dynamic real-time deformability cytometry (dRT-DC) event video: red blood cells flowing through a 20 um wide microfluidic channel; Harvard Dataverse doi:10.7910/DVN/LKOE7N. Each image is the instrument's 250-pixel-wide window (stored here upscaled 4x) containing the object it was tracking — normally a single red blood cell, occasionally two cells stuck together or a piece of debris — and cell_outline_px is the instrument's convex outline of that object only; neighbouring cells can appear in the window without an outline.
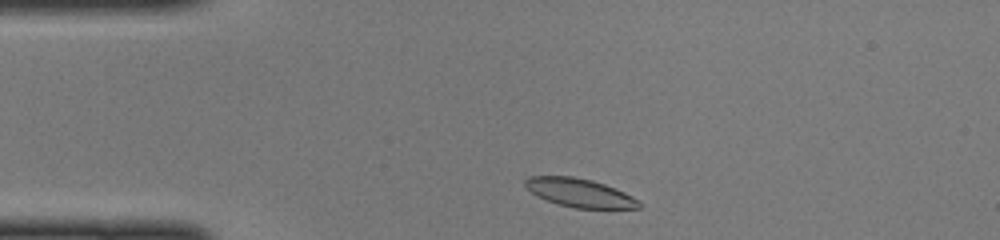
{"species": "common noctule bat (a hibernating species)", "species_latin": "Nyctalus noctula", "temperature_condition": "cold", "stored_images_in_passage": 39, "camera_frame_rate_fps": 3000, "um_per_image_px": 0.085, "animal": {"sex": "female", "body_mass_g": 22.0, "forearm_length_mm": 56.7}, "frame": {"image": 1, "passage_image": 2, "time_ms": 0.333, "image_size_px": [1000, 240], "cell_outline_px": [[640, 208], [576, 208], [560, 204], [548, 200], [532, 192], [524, 184], [524, 180], [528, 176], [572, 176], [592, 180], [604, 184], [624, 192], [632, 196], [640, 204]], "centroid_in_image_um": [49.26, 16.37], "position_along_channel_um": 35.7, "area_um2": 18.5}}
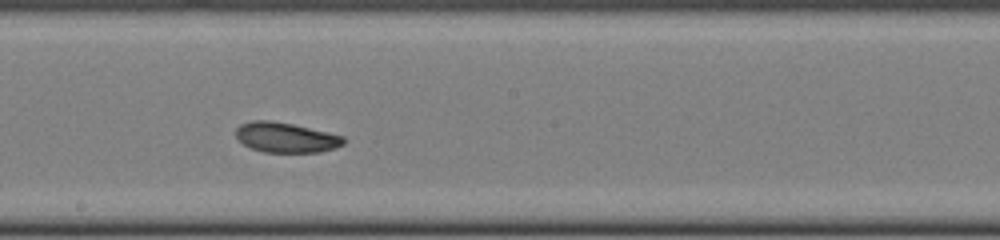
{"frame": {"image": 2, "passage_image": 18, "time_ms": 5.667, "image_size_px": [1000, 240], "cell_outline_px": [[348, 140], [344, 144], [336, 148], [320, 152], [264, 152], [252, 148], [244, 144], [236, 136], [236, 128], [240, 124], [252, 120], [272, 120], [292, 124], [328, 132], [344, 136]], "centroid_in_image_um": [24.34, 11.68], "position_along_channel_um": 223.9, "area_um2": 18.96}}
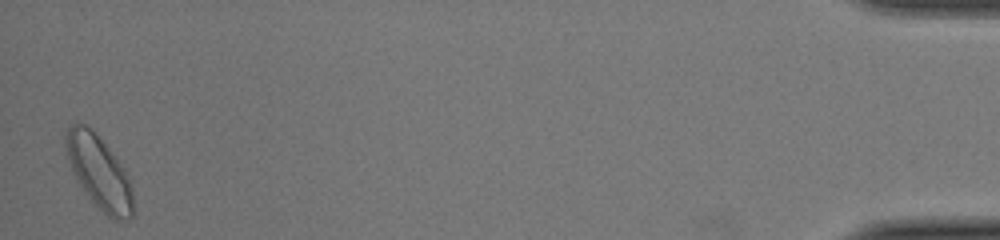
{"frame": {"image": 3, "passage_image": 39, "time_ms": 12.667, "image_size_px": [1000, 240], "cell_outline_px": [[132, 216], [128, 220], [112, 220], [88, 196], [80, 184], [68, 160], [64, 144], [64, 136], [68, 128], [76, 120], [92, 128], [128, 176], [132, 188]], "centroid_in_image_um": [8.39, 14.61], "position_along_channel_um": 426.8, "area_um2": 27.98}}